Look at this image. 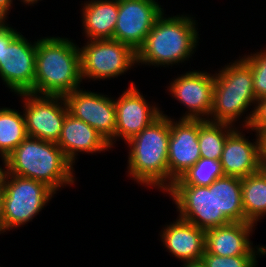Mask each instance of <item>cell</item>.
Wrapping results in <instances>:
<instances>
[{"mask_svg":"<svg viewBox=\"0 0 266 267\" xmlns=\"http://www.w3.org/2000/svg\"><path fill=\"white\" fill-rule=\"evenodd\" d=\"M198 23L192 13L169 15L165 10L137 51V66L173 69L193 61L202 35Z\"/></svg>","mask_w":266,"mask_h":267,"instance_id":"1","label":"cell"},{"mask_svg":"<svg viewBox=\"0 0 266 267\" xmlns=\"http://www.w3.org/2000/svg\"><path fill=\"white\" fill-rule=\"evenodd\" d=\"M170 117L163 111L149 126L131 138L127 145L125 175L135 184L156 189L163 194L169 189L168 146Z\"/></svg>","mask_w":266,"mask_h":267,"instance_id":"2","label":"cell"},{"mask_svg":"<svg viewBox=\"0 0 266 267\" xmlns=\"http://www.w3.org/2000/svg\"><path fill=\"white\" fill-rule=\"evenodd\" d=\"M36 40L34 94L64 97L82 87L76 40L62 35L41 36Z\"/></svg>","mask_w":266,"mask_h":267,"instance_id":"3","label":"cell"},{"mask_svg":"<svg viewBox=\"0 0 266 267\" xmlns=\"http://www.w3.org/2000/svg\"><path fill=\"white\" fill-rule=\"evenodd\" d=\"M74 167L56 143L30 136L6 157V174L42 182L56 194L76 185Z\"/></svg>","mask_w":266,"mask_h":267,"instance_id":"4","label":"cell"},{"mask_svg":"<svg viewBox=\"0 0 266 267\" xmlns=\"http://www.w3.org/2000/svg\"><path fill=\"white\" fill-rule=\"evenodd\" d=\"M214 74L215 83L209 120L234 127H249L257 103L249 63L239 55L217 71L214 70Z\"/></svg>","mask_w":266,"mask_h":267,"instance_id":"5","label":"cell"},{"mask_svg":"<svg viewBox=\"0 0 266 267\" xmlns=\"http://www.w3.org/2000/svg\"><path fill=\"white\" fill-rule=\"evenodd\" d=\"M4 190V222L7 233L33 222L57 195L42 182L13 174H6Z\"/></svg>","mask_w":266,"mask_h":267,"instance_id":"6","label":"cell"},{"mask_svg":"<svg viewBox=\"0 0 266 267\" xmlns=\"http://www.w3.org/2000/svg\"><path fill=\"white\" fill-rule=\"evenodd\" d=\"M83 44L78 46L81 78L85 83L113 80L138 68L137 53L124 43L103 39L85 40Z\"/></svg>","mask_w":266,"mask_h":267,"instance_id":"7","label":"cell"},{"mask_svg":"<svg viewBox=\"0 0 266 267\" xmlns=\"http://www.w3.org/2000/svg\"><path fill=\"white\" fill-rule=\"evenodd\" d=\"M163 195L172 199L179 218L200 229L206 231L231 223L216 208L215 181L210 186L172 185Z\"/></svg>","mask_w":266,"mask_h":267,"instance_id":"8","label":"cell"},{"mask_svg":"<svg viewBox=\"0 0 266 267\" xmlns=\"http://www.w3.org/2000/svg\"><path fill=\"white\" fill-rule=\"evenodd\" d=\"M128 85L119 97H114L116 128L114 137L108 142L111 149L119 145L117 141L128 142L162 114L159 103L149 101L134 81L130 80Z\"/></svg>","mask_w":266,"mask_h":267,"instance_id":"9","label":"cell"},{"mask_svg":"<svg viewBox=\"0 0 266 267\" xmlns=\"http://www.w3.org/2000/svg\"><path fill=\"white\" fill-rule=\"evenodd\" d=\"M213 71L191 68V70L184 71V73L182 71V74L172 77V80L167 83L166 94L169 93L172 100L174 99L180 103V106H184L185 112L180 119L209 120L215 83Z\"/></svg>","mask_w":266,"mask_h":267,"instance_id":"10","label":"cell"},{"mask_svg":"<svg viewBox=\"0 0 266 267\" xmlns=\"http://www.w3.org/2000/svg\"><path fill=\"white\" fill-rule=\"evenodd\" d=\"M16 97L21 98L27 135L57 143L68 113L64 97L33 93H22Z\"/></svg>","mask_w":266,"mask_h":267,"instance_id":"11","label":"cell"},{"mask_svg":"<svg viewBox=\"0 0 266 267\" xmlns=\"http://www.w3.org/2000/svg\"><path fill=\"white\" fill-rule=\"evenodd\" d=\"M20 32L9 45H4L0 60V80L15 96L34 94L36 40H30ZM29 39V40H28Z\"/></svg>","mask_w":266,"mask_h":267,"instance_id":"12","label":"cell"},{"mask_svg":"<svg viewBox=\"0 0 266 267\" xmlns=\"http://www.w3.org/2000/svg\"><path fill=\"white\" fill-rule=\"evenodd\" d=\"M158 0H118V18L113 40L136 53L143 46L156 20L166 10Z\"/></svg>","mask_w":266,"mask_h":267,"instance_id":"13","label":"cell"},{"mask_svg":"<svg viewBox=\"0 0 266 267\" xmlns=\"http://www.w3.org/2000/svg\"><path fill=\"white\" fill-rule=\"evenodd\" d=\"M84 88L82 86L64 96L68 113L87 123L109 142L116 128L114 96Z\"/></svg>","mask_w":266,"mask_h":267,"instance_id":"14","label":"cell"},{"mask_svg":"<svg viewBox=\"0 0 266 267\" xmlns=\"http://www.w3.org/2000/svg\"><path fill=\"white\" fill-rule=\"evenodd\" d=\"M169 117L168 172L170 188L175 180L179 179L201 158V154L198 143L200 119H180L172 115Z\"/></svg>","mask_w":266,"mask_h":267,"instance_id":"15","label":"cell"},{"mask_svg":"<svg viewBox=\"0 0 266 267\" xmlns=\"http://www.w3.org/2000/svg\"><path fill=\"white\" fill-rule=\"evenodd\" d=\"M254 134L251 139L245 133ZM252 140V141H251ZM255 140V141H254ZM224 175L247 177L259 172L261 165L260 137L247 127H236L228 136L220 159Z\"/></svg>","mask_w":266,"mask_h":267,"instance_id":"16","label":"cell"},{"mask_svg":"<svg viewBox=\"0 0 266 267\" xmlns=\"http://www.w3.org/2000/svg\"><path fill=\"white\" fill-rule=\"evenodd\" d=\"M257 226L250 222H231L206 230L205 252L219 256H266V245L253 244Z\"/></svg>","mask_w":266,"mask_h":267,"instance_id":"17","label":"cell"},{"mask_svg":"<svg viewBox=\"0 0 266 267\" xmlns=\"http://www.w3.org/2000/svg\"><path fill=\"white\" fill-rule=\"evenodd\" d=\"M168 223V224H167ZM161 226L159 241L179 262L199 261L205 252L206 231L178 216Z\"/></svg>","mask_w":266,"mask_h":267,"instance_id":"18","label":"cell"},{"mask_svg":"<svg viewBox=\"0 0 266 267\" xmlns=\"http://www.w3.org/2000/svg\"><path fill=\"white\" fill-rule=\"evenodd\" d=\"M56 144L74 166H76L81 154L97 155L98 153L102 155L106 151H113L108 141L100 133L70 113L66 114Z\"/></svg>","mask_w":266,"mask_h":267,"instance_id":"19","label":"cell"},{"mask_svg":"<svg viewBox=\"0 0 266 267\" xmlns=\"http://www.w3.org/2000/svg\"><path fill=\"white\" fill-rule=\"evenodd\" d=\"M83 40L113 39L118 18V0L80 1Z\"/></svg>","mask_w":266,"mask_h":267,"instance_id":"20","label":"cell"},{"mask_svg":"<svg viewBox=\"0 0 266 267\" xmlns=\"http://www.w3.org/2000/svg\"><path fill=\"white\" fill-rule=\"evenodd\" d=\"M241 195L240 177L224 175L215 180L216 208L230 222H245Z\"/></svg>","mask_w":266,"mask_h":267,"instance_id":"21","label":"cell"},{"mask_svg":"<svg viewBox=\"0 0 266 267\" xmlns=\"http://www.w3.org/2000/svg\"><path fill=\"white\" fill-rule=\"evenodd\" d=\"M245 222L258 225L266 218V177L259 171L241 178Z\"/></svg>","mask_w":266,"mask_h":267,"instance_id":"22","label":"cell"},{"mask_svg":"<svg viewBox=\"0 0 266 267\" xmlns=\"http://www.w3.org/2000/svg\"><path fill=\"white\" fill-rule=\"evenodd\" d=\"M21 110V111H20ZM0 108V159L6 157L28 136L22 109Z\"/></svg>","mask_w":266,"mask_h":267,"instance_id":"23","label":"cell"},{"mask_svg":"<svg viewBox=\"0 0 266 267\" xmlns=\"http://www.w3.org/2000/svg\"><path fill=\"white\" fill-rule=\"evenodd\" d=\"M235 128L230 124L200 119L198 143L201 157L220 160L227 136Z\"/></svg>","mask_w":266,"mask_h":267,"instance_id":"24","label":"cell"},{"mask_svg":"<svg viewBox=\"0 0 266 267\" xmlns=\"http://www.w3.org/2000/svg\"><path fill=\"white\" fill-rule=\"evenodd\" d=\"M224 176L220 160L200 158L184 172L173 185L210 186L216 179Z\"/></svg>","mask_w":266,"mask_h":267,"instance_id":"25","label":"cell"},{"mask_svg":"<svg viewBox=\"0 0 266 267\" xmlns=\"http://www.w3.org/2000/svg\"><path fill=\"white\" fill-rule=\"evenodd\" d=\"M260 50L242 54L241 56L249 63L253 77V91L256 100L266 98V45Z\"/></svg>","mask_w":266,"mask_h":267,"instance_id":"26","label":"cell"},{"mask_svg":"<svg viewBox=\"0 0 266 267\" xmlns=\"http://www.w3.org/2000/svg\"><path fill=\"white\" fill-rule=\"evenodd\" d=\"M265 256H219L204 253L202 261L206 267H258L259 258Z\"/></svg>","mask_w":266,"mask_h":267,"instance_id":"27","label":"cell"},{"mask_svg":"<svg viewBox=\"0 0 266 267\" xmlns=\"http://www.w3.org/2000/svg\"><path fill=\"white\" fill-rule=\"evenodd\" d=\"M249 128L259 137L266 134V98L257 101Z\"/></svg>","mask_w":266,"mask_h":267,"instance_id":"28","label":"cell"},{"mask_svg":"<svg viewBox=\"0 0 266 267\" xmlns=\"http://www.w3.org/2000/svg\"><path fill=\"white\" fill-rule=\"evenodd\" d=\"M9 23V20L8 22L7 20H0V60L2 59V54L4 52V45H9V43L20 33L16 27Z\"/></svg>","mask_w":266,"mask_h":267,"instance_id":"29","label":"cell"},{"mask_svg":"<svg viewBox=\"0 0 266 267\" xmlns=\"http://www.w3.org/2000/svg\"><path fill=\"white\" fill-rule=\"evenodd\" d=\"M15 0H0V20H9L11 10L15 7Z\"/></svg>","mask_w":266,"mask_h":267,"instance_id":"30","label":"cell"},{"mask_svg":"<svg viewBox=\"0 0 266 267\" xmlns=\"http://www.w3.org/2000/svg\"><path fill=\"white\" fill-rule=\"evenodd\" d=\"M3 203H4V190L3 187L0 186V235L8 234L5 228L4 222V211H3Z\"/></svg>","mask_w":266,"mask_h":267,"instance_id":"31","label":"cell"},{"mask_svg":"<svg viewBox=\"0 0 266 267\" xmlns=\"http://www.w3.org/2000/svg\"><path fill=\"white\" fill-rule=\"evenodd\" d=\"M261 141V163H266V134L260 136Z\"/></svg>","mask_w":266,"mask_h":267,"instance_id":"32","label":"cell"},{"mask_svg":"<svg viewBox=\"0 0 266 267\" xmlns=\"http://www.w3.org/2000/svg\"><path fill=\"white\" fill-rule=\"evenodd\" d=\"M180 267H206L202 260L191 261V262H182Z\"/></svg>","mask_w":266,"mask_h":267,"instance_id":"33","label":"cell"},{"mask_svg":"<svg viewBox=\"0 0 266 267\" xmlns=\"http://www.w3.org/2000/svg\"><path fill=\"white\" fill-rule=\"evenodd\" d=\"M16 1V0H15ZM17 1H20V3L22 4V6H37L38 3H40L41 1L43 0H17Z\"/></svg>","mask_w":266,"mask_h":267,"instance_id":"34","label":"cell"},{"mask_svg":"<svg viewBox=\"0 0 266 267\" xmlns=\"http://www.w3.org/2000/svg\"><path fill=\"white\" fill-rule=\"evenodd\" d=\"M1 164L2 165H0V186H2L3 184V178L6 173V163H1Z\"/></svg>","mask_w":266,"mask_h":267,"instance_id":"35","label":"cell"},{"mask_svg":"<svg viewBox=\"0 0 266 267\" xmlns=\"http://www.w3.org/2000/svg\"><path fill=\"white\" fill-rule=\"evenodd\" d=\"M259 171L266 177V163H261Z\"/></svg>","mask_w":266,"mask_h":267,"instance_id":"36","label":"cell"}]
</instances>
